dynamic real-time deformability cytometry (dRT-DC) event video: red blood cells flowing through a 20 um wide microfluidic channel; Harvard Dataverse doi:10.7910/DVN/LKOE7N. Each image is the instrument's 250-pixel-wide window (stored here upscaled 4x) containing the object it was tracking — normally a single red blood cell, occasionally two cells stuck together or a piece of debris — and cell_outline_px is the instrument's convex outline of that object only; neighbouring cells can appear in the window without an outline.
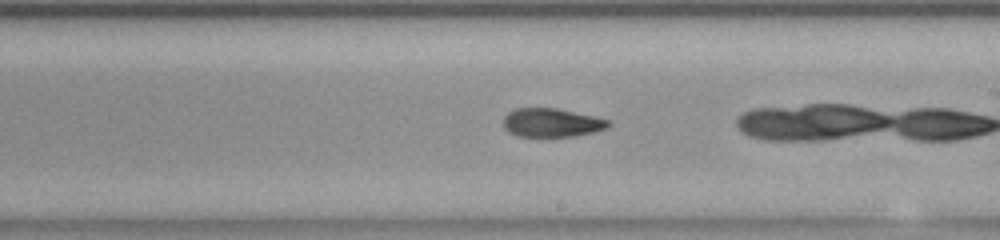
{"species": "common noctule bat (a hibernating species)", "species_latin": "Nyctalus noctula", "temperature_condition": "room temperature", "stored_images_in_passage": 37, "camera_frame_rate_fps": 3000, "um_per_image_px": 0.085, "animal": {"sex": "female", "body_mass_g": 23.0, "forearm_length_mm": 53.4}, "frame": {"image": 1, "passage_image": 27, "time_ms": 8.667, "image_size_px": [1000, 240], "cell_outline_px": [[612, 124], [608, 128], [592, 132], [572, 136], [516, 136], [508, 132], [504, 128], [504, 116], [508, 112], [516, 108], [556, 108], [596, 116], [608, 120]], "centroid_in_image_um": [46.89, 10.42], "position_along_channel_um": 242.1, "area_um2": 17.57}}
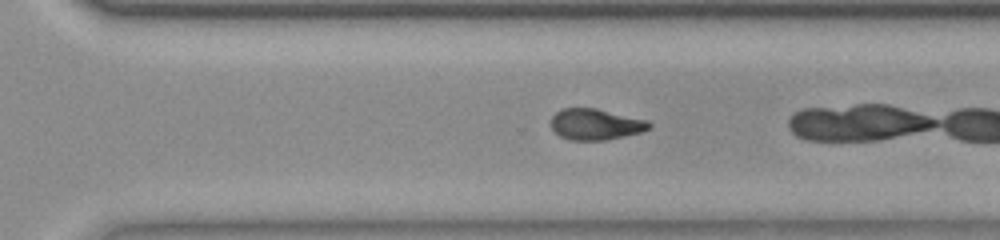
{"frame": {"image": 2, "passage_image": 33, "time_ms": 10.667, "image_size_px": [1000, 240], "cell_outline_px": [[652, 128], [640, 132], [624, 136], [604, 140], [572, 140], [560, 136], [552, 128], [552, 116], [560, 108], [596, 108], [648, 120], [652, 124]], "centroid_in_image_um": [50.65, 10.56], "position_along_channel_um": 320.0, "area_um2": 17.74}}